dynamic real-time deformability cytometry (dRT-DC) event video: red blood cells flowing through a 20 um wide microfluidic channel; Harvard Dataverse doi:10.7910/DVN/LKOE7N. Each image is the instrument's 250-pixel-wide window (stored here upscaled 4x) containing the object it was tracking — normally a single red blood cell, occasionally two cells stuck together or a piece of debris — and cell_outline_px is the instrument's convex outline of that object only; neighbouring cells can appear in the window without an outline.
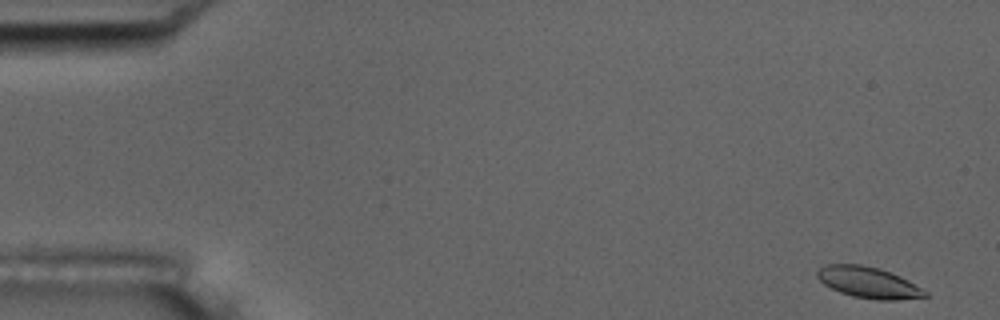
{"species": "common noctule bat (a hibernating species)", "species_latin": "Nyctalus noctula", "temperature_condition": "room temperature", "stored_images_in_passage": 54, "camera_frame_rate_fps": 3000, "um_per_image_px": 0.085, "animal": {"sex": "male", "body_mass_g": 17.5, "forearm_length_mm": 52.3}, "frame": {"image": 1, "passage_image": 1, "time_ms": 0.0, "image_size_px": [1000, 320], "cell_outline_px": [[928, 296], [896, 300], [876, 300], [852, 296], [840, 292], [824, 284], [816, 276], [816, 272], [820, 268], [828, 264], [860, 264], [880, 268], [900, 276], [928, 292]], "centroid_in_image_um": [73.81, 24.01], "position_along_channel_um": 11.2, "area_um2": 19.48}}
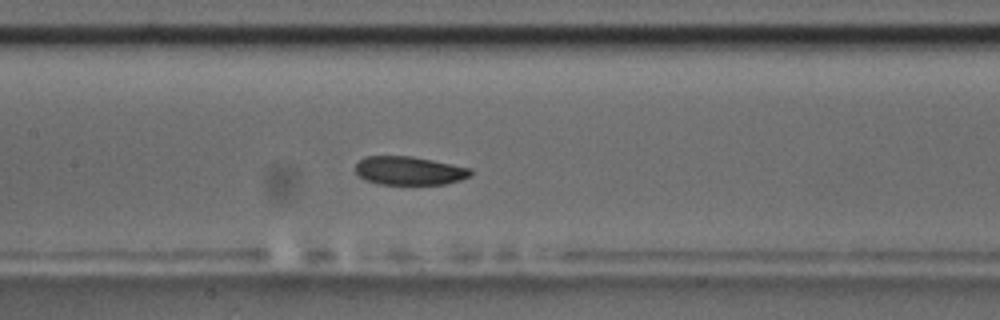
{"frame": {"image": 2, "passage_image": 25, "time_ms": 8.0, "image_size_px": [1000, 320], "cell_outline_px": [[472, 176], [460, 180], [444, 184], [380, 184], [364, 180], [356, 172], [356, 164], [364, 156], [412, 156], [472, 168]], "centroid_in_image_um": [34.8, 14.51], "position_along_channel_um": 172.6, "area_um2": 19.19}}
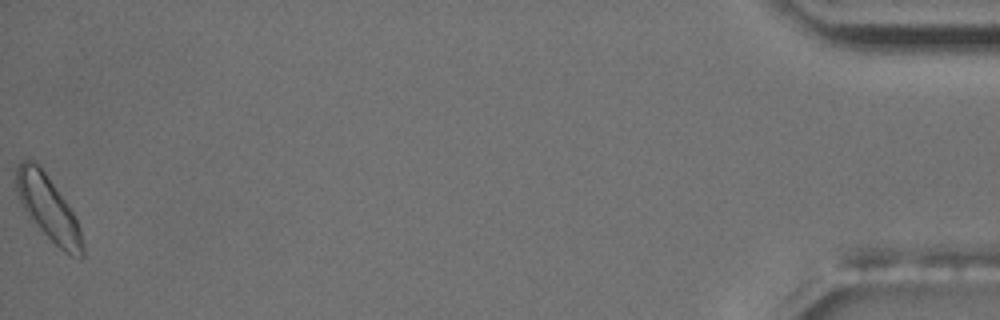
{"frame": {"image": 3, "passage_image": 54, "time_ms": 17.667, "image_size_px": [1000, 320], "cell_outline_px": [[84, 256], [80, 260], [64, 252], [28, 216], [16, 192], [16, 168], [20, 160], [32, 160], [44, 172], [64, 200], [72, 212], [80, 228], [84, 244]], "centroid_in_image_um": [4.11, 17.73], "position_along_channel_um": 431.1, "area_um2": 24.28}, "authors_computed_cell_mechanics": {"area_um2": 20.2011, "velocity_mm_per_s": 3.6729, "shape_relaxation_time_tau1_ms": 6.7384, "shape_relaxation_time_tau2_ms": 4.9206, "deformation_change_tau1": 0.0976, "deformation_change_tau2": 0.098}}